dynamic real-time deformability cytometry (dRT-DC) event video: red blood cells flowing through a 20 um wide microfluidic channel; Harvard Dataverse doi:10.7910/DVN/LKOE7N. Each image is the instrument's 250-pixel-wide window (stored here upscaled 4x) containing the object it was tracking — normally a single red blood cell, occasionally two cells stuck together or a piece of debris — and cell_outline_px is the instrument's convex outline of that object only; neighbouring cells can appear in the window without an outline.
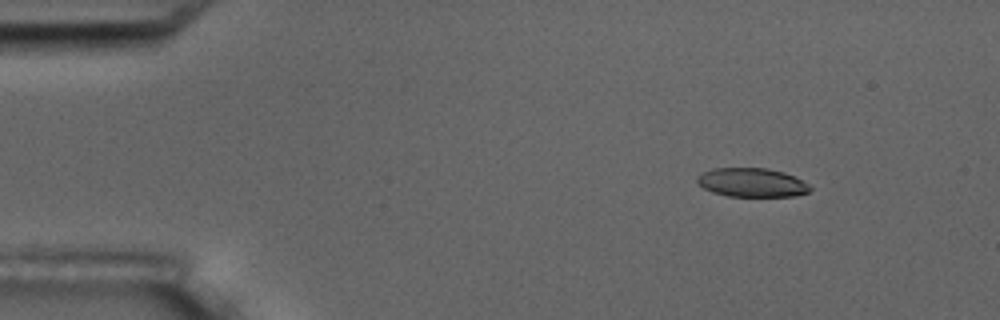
{"species": "common noctule bat (a hibernating species)", "species_latin": "Nyctalus noctula", "temperature_condition": "room temperature", "stored_images_in_passage": 5, "camera_frame_rate_fps": 3000, "um_per_image_px": 0.085, "animal": {"sex": "male", "body_mass_g": 17.5, "forearm_length_mm": 52.3}, "frame": {"image": 1, "passage_image": 2, "time_ms": 1.333, "image_size_px": [1000, 320], "cell_outline_px": [[812, 188], [808, 192], [796, 196], [728, 196], [712, 192], [704, 188], [696, 180], [696, 176], [712, 168], [768, 168], [784, 172], [808, 184]], "centroid_in_image_um": [63.89, 15.51], "position_along_channel_um": 21.1, "area_um2": 18.9}}
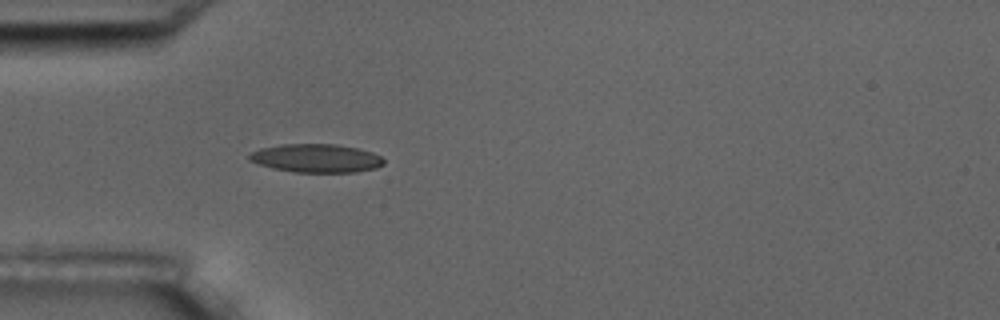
{"frame": {"image": 2, "passage_image": 5, "time_ms": 4.667, "image_size_px": [1000, 320], "cell_outline_px": [[384, 164], [376, 168], [356, 172], [296, 172], [272, 168], [248, 160], [248, 152], [260, 148], [284, 144], [336, 144], [356, 148], [372, 152], [380, 156], [384, 160]], "centroid_in_image_um": [26.86, 13.45], "position_along_channel_um": 58.1, "area_um2": 22.31}}